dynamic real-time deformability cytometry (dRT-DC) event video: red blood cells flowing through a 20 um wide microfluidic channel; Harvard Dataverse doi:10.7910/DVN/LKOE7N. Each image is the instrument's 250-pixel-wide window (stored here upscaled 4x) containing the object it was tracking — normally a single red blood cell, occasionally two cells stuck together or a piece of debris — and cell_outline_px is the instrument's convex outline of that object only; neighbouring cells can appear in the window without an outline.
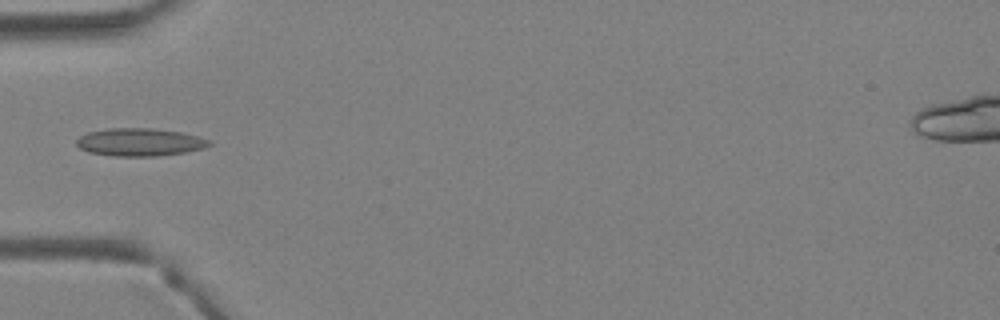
{"species": "Egyptian fruit bat (a non-hibernating species)", "species_latin": "Rousettus aegyptiacus", "temperature_condition": "warm", "stored_images_in_passage": 3, "camera_frame_rate_fps": 3000, "um_per_image_px": 0.085, "animal": {"sex": "female"}, "frame": {"image": 1, "passage_image": 3, "time_ms": 0.667, "image_size_px": [1000, 320], "cell_outline_px": [[212, 144], [204, 148], [184, 152], [156, 156], [112, 156], [88, 152], [80, 148], [76, 144], [76, 140], [80, 136], [88, 132], [108, 128], [152, 128], [180, 132], [200, 136], [212, 140]], "centroid_in_image_um": [11.89, 12.08], "position_along_channel_um": 73.1, "area_um2": 21.62}}